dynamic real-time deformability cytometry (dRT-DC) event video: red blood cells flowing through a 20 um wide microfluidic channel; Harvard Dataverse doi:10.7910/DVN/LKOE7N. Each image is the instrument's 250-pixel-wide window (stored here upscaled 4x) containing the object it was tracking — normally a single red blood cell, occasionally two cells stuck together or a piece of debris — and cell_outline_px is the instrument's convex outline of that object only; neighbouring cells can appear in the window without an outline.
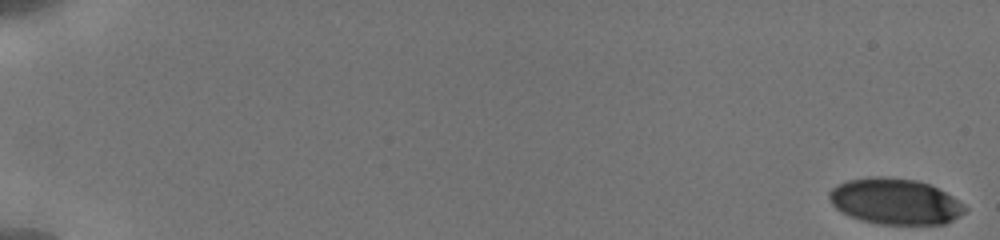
{"species": "human", "species_latin": "Homo sapiens", "temperature_condition": "cold", "stored_images_in_passage": 22, "camera_frame_rate_fps": 3000, "um_per_image_px": 0.085, "donor": {"sex": "male"}, "frame": {"image": 1, "passage_image": 1, "time_ms": 0.0, "image_size_px": [1000, 240], "cell_outline_px": [[968, 208], [960, 216], [944, 224], [880, 224], [860, 220], [840, 212], [832, 204], [828, 196], [828, 192], [836, 184], [848, 180], [876, 176], [884, 176], [916, 180], [928, 184], [952, 196], [964, 204]], "centroid_in_image_um": [76.06, 17.12], "position_along_channel_um": 8.9, "area_um2": 36.36}}
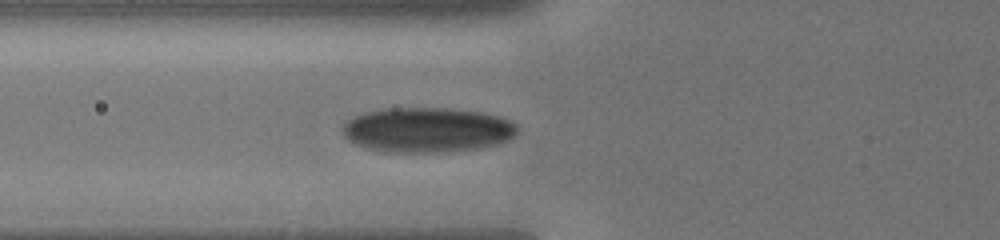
{"frame": {"image": 2, "passage_image": 19, "time_ms": 7.333, "image_size_px": [1000, 240], "cell_outline_px": [[516, 132], [512, 136], [496, 144], [480, 148], [444, 152], [384, 152], [364, 148], [348, 140], [344, 136], [340, 124], [352, 116], [364, 112], [384, 108], [448, 108], [484, 112], [500, 116], [516, 124]], "centroid_in_image_um": [36.23, 11.03], "position_along_channel_um": 89.6, "area_um2": 46.12}}
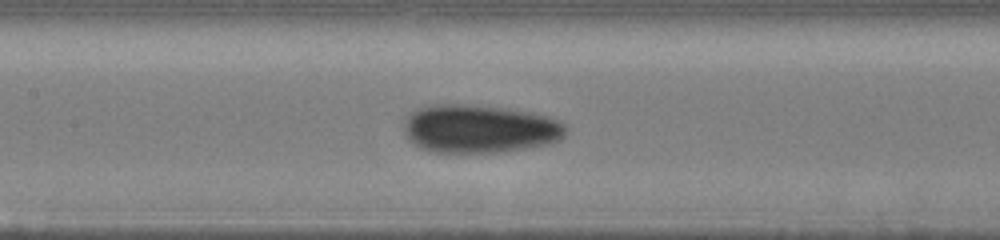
{"frame": {"image": 3, "passage_image": 22, "time_ms": 9.333, "image_size_px": [1000, 240], "cell_outline_px": [[564, 136], [560, 140], [548, 144], [504, 152], [428, 152], [420, 148], [408, 140], [404, 132], [404, 120], [408, 112], [416, 108], [428, 104], [468, 104], [504, 108], [532, 112], [556, 120], [564, 124]], "centroid_in_image_um": [40.67, 10.94], "position_along_channel_um": 166.7, "area_um2": 45.95}}